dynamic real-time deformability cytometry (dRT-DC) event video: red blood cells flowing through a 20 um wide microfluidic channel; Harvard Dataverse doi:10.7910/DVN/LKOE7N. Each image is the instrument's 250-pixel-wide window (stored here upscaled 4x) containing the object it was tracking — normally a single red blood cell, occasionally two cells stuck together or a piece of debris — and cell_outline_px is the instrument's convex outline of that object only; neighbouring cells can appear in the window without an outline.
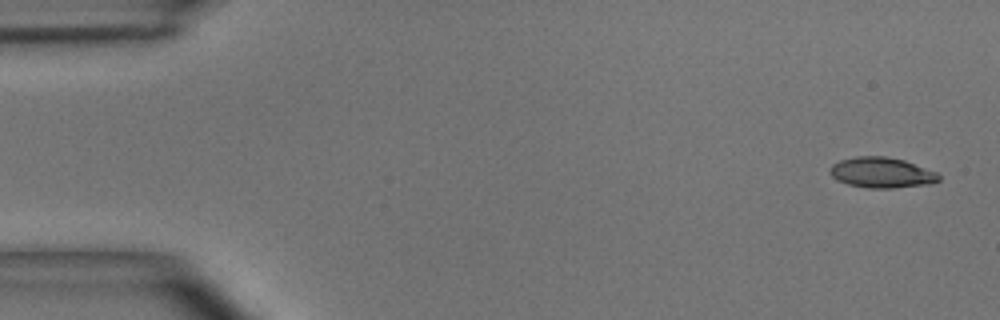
{"species": "common noctule bat (a hibernating species)", "species_latin": "Nyctalus noctula", "temperature_condition": "room temperature", "stored_images_in_passage": 6, "camera_frame_rate_fps": 3000, "um_per_image_px": 0.085, "animal": {"sex": "male", "body_mass_g": 15.6}, "frame": {"image": 1, "passage_image": 1, "time_ms": 0.0, "image_size_px": [1000, 320], "cell_outline_px": [[940, 180], [932, 184], [892, 188], [868, 188], [848, 184], [836, 180], [832, 176], [832, 164], [840, 160], [856, 156], [884, 156], [904, 160], [936, 172], [940, 176]], "centroid_in_image_um": [74.96, 14.68], "position_along_channel_um": 10.0, "area_um2": 19.25}}
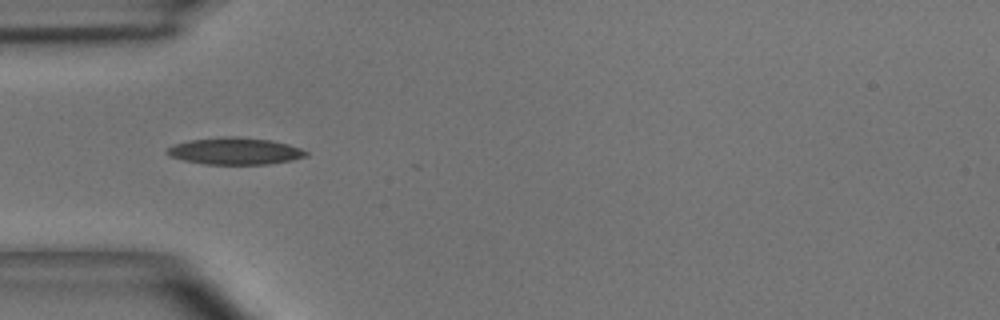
{"frame": {"image": 2, "passage_image": 4, "time_ms": 1.0, "image_size_px": [1000, 320], "cell_outline_px": [[308, 156], [292, 160], [268, 164], [204, 164], [184, 160], [172, 156], [164, 152], [168, 148], [176, 144], [188, 140], [220, 136], [236, 136], [272, 140], [288, 144], [300, 148], [308, 152]], "centroid_in_image_um": [19.99, 12.83], "position_along_channel_um": 65.0, "area_um2": 21.85}}
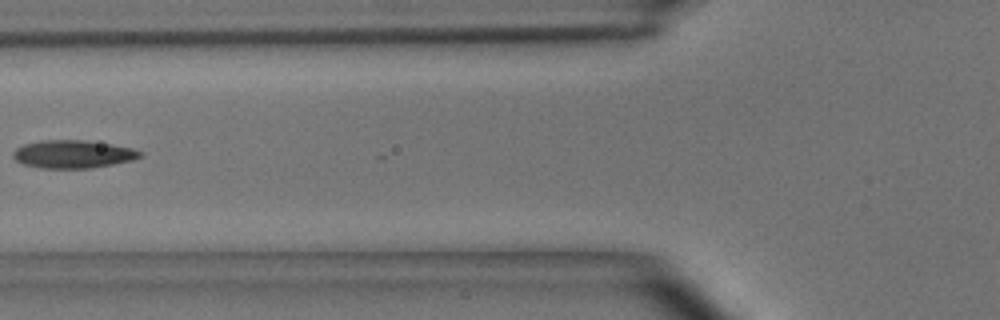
{"frame": {"image": 3, "passage_image": 5, "time_ms": 1.333, "image_size_px": [1000, 320], "cell_outline_px": [[144, 156], [132, 160], [92, 168], [40, 168], [24, 164], [16, 160], [12, 156], [12, 152], [16, 148], [24, 144], [40, 140], [84, 140], [112, 144], [132, 148], [144, 152]], "centroid_in_image_um": [6.22, 13.1], "position_along_channel_um": 119.6, "area_um2": 20.81}}